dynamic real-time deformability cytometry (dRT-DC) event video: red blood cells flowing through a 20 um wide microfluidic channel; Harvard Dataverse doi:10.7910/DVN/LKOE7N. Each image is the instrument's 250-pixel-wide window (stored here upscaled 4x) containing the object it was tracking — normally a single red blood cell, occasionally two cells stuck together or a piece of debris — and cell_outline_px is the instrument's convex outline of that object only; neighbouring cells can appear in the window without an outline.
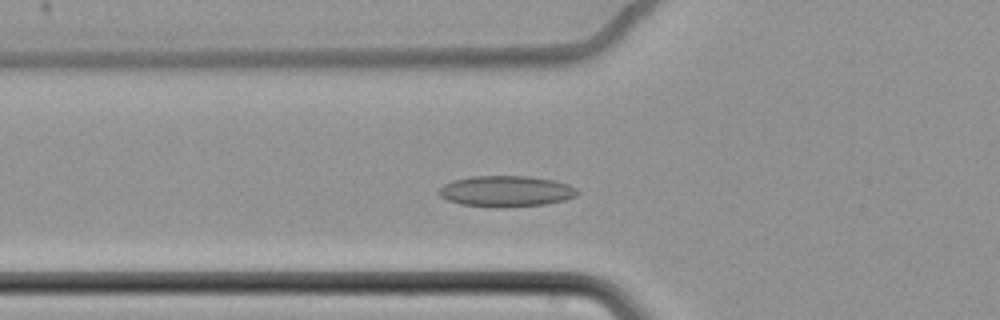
{"species": "common noctule bat (a hibernating species)", "species_latin": "Nyctalus noctula", "temperature_condition": "cold", "stored_images_in_passage": 58, "camera_frame_rate_fps": 3000, "um_per_image_px": 0.085, "animal": {"sex": "female", "body_mass_g": 22.7, "forearm_length_mm": 54.2}, "frame": {"image": 1, "passage_image": 20, "time_ms": 6.333, "image_size_px": [1000, 320], "cell_outline_px": [[580, 192], [576, 196], [564, 200], [544, 204], [504, 208], [496, 208], [460, 204], [448, 200], [440, 196], [436, 192], [444, 184], [452, 180], [472, 176], [528, 176], [556, 180], [568, 184], [576, 188]], "centroid_in_image_um": [43.01, 16.26], "position_along_channel_um": 82.8, "area_um2": 25.32}}
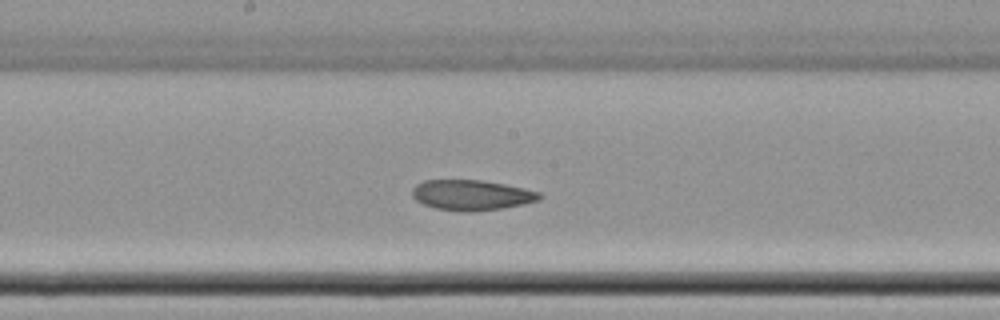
{"frame": {"image": 2, "passage_image": 31, "time_ms": 10.0, "image_size_px": [1000, 320], "cell_outline_px": [[544, 196], [540, 200], [524, 204], [500, 208], [472, 212], [460, 212], [436, 208], [424, 204], [416, 200], [412, 196], [412, 188], [416, 184], [424, 180], [484, 180], [524, 188], [540, 192]], "centroid_in_image_um": [40.09, 16.58], "position_along_channel_um": 208.1, "area_um2": 22.66}}
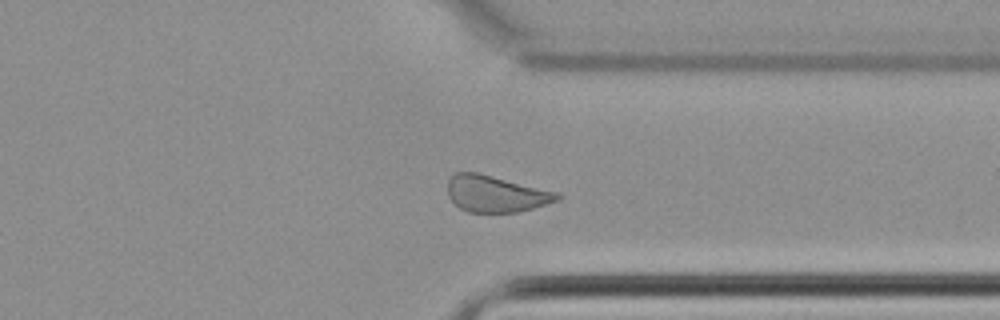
{"frame": {"image": 3, "passage_image": 45, "time_ms": 14.667, "image_size_px": [1000, 320], "cell_outline_px": [[564, 196], [560, 200], [532, 208], [516, 212], [468, 212], [460, 208], [448, 196], [448, 180], [456, 172], [476, 172], [560, 192]], "centroid_in_image_um": [42.19, 16.47], "position_along_channel_um": 369.2, "area_um2": 23.35}, "authors_computed_cell_mechanics": {"area_um2": 24.7673, "velocity_mm_per_s": 3.4413, "shape_relaxation_time_tau1_ms": null, "shape_relaxation_time_tau2_ms": 7.0822, "deformation_change_tau1": null, "deformation_change_tau2": 0.1233}}